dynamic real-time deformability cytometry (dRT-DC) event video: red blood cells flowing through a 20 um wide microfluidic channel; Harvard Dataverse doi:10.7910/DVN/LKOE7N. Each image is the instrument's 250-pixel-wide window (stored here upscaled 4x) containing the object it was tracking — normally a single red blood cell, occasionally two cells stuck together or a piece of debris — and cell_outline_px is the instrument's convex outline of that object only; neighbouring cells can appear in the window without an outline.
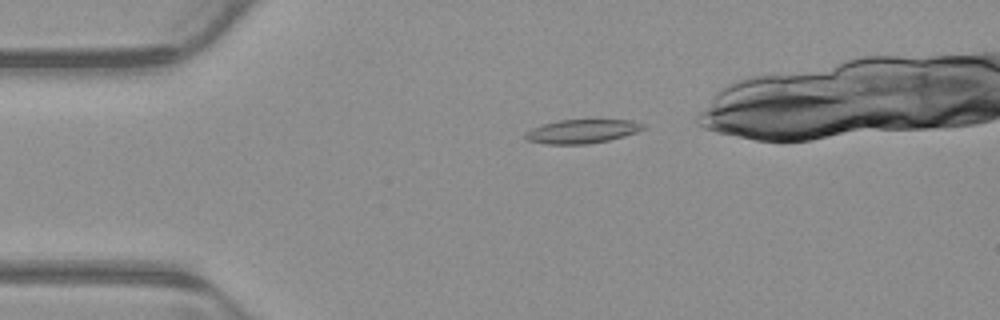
{"species": "common noctule bat (a hibernating species)", "species_latin": "Nyctalus noctula", "temperature_condition": "warm", "stored_images_in_passage": 4, "camera_frame_rate_fps": 3000, "um_per_image_px": 0.085, "animal": {"sex": "male", "body_mass_g": 23.1, "forearm_length_mm": 52.7}, "frame": {"image": 1, "passage_image": 2, "time_ms": 0.333, "image_size_px": [1000, 320], "cell_outline_px": [[644, 128], [636, 132], [624, 136], [608, 140], [588, 144], [544, 144], [528, 140], [524, 136], [532, 128], [544, 124], [560, 120], [632, 120], [644, 124]], "centroid_in_image_um": [49.48, 11.17], "position_along_channel_um": 35.5, "area_um2": 16.13}}